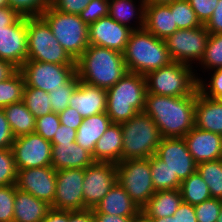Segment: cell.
<instances>
[{"mask_svg":"<svg viewBox=\"0 0 222 222\" xmlns=\"http://www.w3.org/2000/svg\"><path fill=\"white\" fill-rule=\"evenodd\" d=\"M197 93L198 88L184 97L146 93L143 112L154 120L162 138L184 137L195 126Z\"/></svg>","mask_w":222,"mask_h":222,"instance_id":"1","label":"cell"},{"mask_svg":"<svg viewBox=\"0 0 222 222\" xmlns=\"http://www.w3.org/2000/svg\"><path fill=\"white\" fill-rule=\"evenodd\" d=\"M127 72L123 53L92 44L76 60L79 80L106 90Z\"/></svg>","mask_w":222,"mask_h":222,"instance_id":"2","label":"cell"},{"mask_svg":"<svg viewBox=\"0 0 222 222\" xmlns=\"http://www.w3.org/2000/svg\"><path fill=\"white\" fill-rule=\"evenodd\" d=\"M128 72L145 76L172 62L165 40L147 30H133L123 52Z\"/></svg>","mask_w":222,"mask_h":222,"instance_id":"3","label":"cell"},{"mask_svg":"<svg viewBox=\"0 0 222 222\" xmlns=\"http://www.w3.org/2000/svg\"><path fill=\"white\" fill-rule=\"evenodd\" d=\"M147 93L146 78L127 72L115 85L107 89L106 113L112 123L121 124L143 112Z\"/></svg>","mask_w":222,"mask_h":222,"instance_id":"4","label":"cell"},{"mask_svg":"<svg viewBox=\"0 0 222 222\" xmlns=\"http://www.w3.org/2000/svg\"><path fill=\"white\" fill-rule=\"evenodd\" d=\"M120 125L123 132L122 161L147 159L156 154L162 136L148 114L138 112Z\"/></svg>","mask_w":222,"mask_h":222,"instance_id":"5","label":"cell"},{"mask_svg":"<svg viewBox=\"0 0 222 222\" xmlns=\"http://www.w3.org/2000/svg\"><path fill=\"white\" fill-rule=\"evenodd\" d=\"M193 68L172 61L165 67L149 72L145 75L147 93L171 97L191 95L198 88L200 78Z\"/></svg>","mask_w":222,"mask_h":222,"instance_id":"6","label":"cell"},{"mask_svg":"<svg viewBox=\"0 0 222 222\" xmlns=\"http://www.w3.org/2000/svg\"><path fill=\"white\" fill-rule=\"evenodd\" d=\"M59 44L76 61L88 48V25L79 15L64 13L49 5L40 15Z\"/></svg>","mask_w":222,"mask_h":222,"instance_id":"7","label":"cell"},{"mask_svg":"<svg viewBox=\"0 0 222 222\" xmlns=\"http://www.w3.org/2000/svg\"><path fill=\"white\" fill-rule=\"evenodd\" d=\"M27 60L54 64H76L59 44L48 23L41 16L27 17Z\"/></svg>","mask_w":222,"mask_h":222,"instance_id":"8","label":"cell"},{"mask_svg":"<svg viewBox=\"0 0 222 222\" xmlns=\"http://www.w3.org/2000/svg\"><path fill=\"white\" fill-rule=\"evenodd\" d=\"M117 165V182L141 209L154 195L150 158L123 160Z\"/></svg>","mask_w":222,"mask_h":222,"instance_id":"9","label":"cell"},{"mask_svg":"<svg viewBox=\"0 0 222 222\" xmlns=\"http://www.w3.org/2000/svg\"><path fill=\"white\" fill-rule=\"evenodd\" d=\"M209 37L202 24L197 28L177 29L165 39V43L172 61L193 67V63L199 64L203 59Z\"/></svg>","mask_w":222,"mask_h":222,"instance_id":"10","label":"cell"},{"mask_svg":"<svg viewBox=\"0 0 222 222\" xmlns=\"http://www.w3.org/2000/svg\"><path fill=\"white\" fill-rule=\"evenodd\" d=\"M25 86L42 89L49 93L69 82L76 73V64H54L26 60L19 68Z\"/></svg>","mask_w":222,"mask_h":222,"instance_id":"11","label":"cell"},{"mask_svg":"<svg viewBox=\"0 0 222 222\" xmlns=\"http://www.w3.org/2000/svg\"><path fill=\"white\" fill-rule=\"evenodd\" d=\"M11 150L17 170L51 166L52 144L35 132L16 137Z\"/></svg>","mask_w":222,"mask_h":222,"instance_id":"12","label":"cell"},{"mask_svg":"<svg viewBox=\"0 0 222 222\" xmlns=\"http://www.w3.org/2000/svg\"><path fill=\"white\" fill-rule=\"evenodd\" d=\"M117 182V165L94 162L84 169L83 197L85 209H94Z\"/></svg>","mask_w":222,"mask_h":222,"instance_id":"13","label":"cell"},{"mask_svg":"<svg viewBox=\"0 0 222 222\" xmlns=\"http://www.w3.org/2000/svg\"><path fill=\"white\" fill-rule=\"evenodd\" d=\"M84 169L56 170V194L51 208L65 211L85 210Z\"/></svg>","mask_w":222,"mask_h":222,"instance_id":"14","label":"cell"},{"mask_svg":"<svg viewBox=\"0 0 222 222\" xmlns=\"http://www.w3.org/2000/svg\"><path fill=\"white\" fill-rule=\"evenodd\" d=\"M182 182L197 171V163L183 137L162 138L155 154Z\"/></svg>","mask_w":222,"mask_h":222,"instance_id":"15","label":"cell"},{"mask_svg":"<svg viewBox=\"0 0 222 222\" xmlns=\"http://www.w3.org/2000/svg\"><path fill=\"white\" fill-rule=\"evenodd\" d=\"M16 187L52 205L56 194V170L51 166L17 170Z\"/></svg>","mask_w":222,"mask_h":222,"instance_id":"16","label":"cell"},{"mask_svg":"<svg viewBox=\"0 0 222 222\" xmlns=\"http://www.w3.org/2000/svg\"><path fill=\"white\" fill-rule=\"evenodd\" d=\"M27 56V17L21 16L13 25L0 28V59L19 69Z\"/></svg>","mask_w":222,"mask_h":222,"instance_id":"17","label":"cell"},{"mask_svg":"<svg viewBox=\"0 0 222 222\" xmlns=\"http://www.w3.org/2000/svg\"><path fill=\"white\" fill-rule=\"evenodd\" d=\"M132 31L107 15L88 26V41L89 44L123 53Z\"/></svg>","mask_w":222,"mask_h":222,"instance_id":"18","label":"cell"},{"mask_svg":"<svg viewBox=\"0 0 222 222\" xmlns=\"http://www.w3.org/2000/svg\"><path fill=\"white\" fill-rule=\"evenodd\" d=\"M183 138L197 164L222 159V135L194 126Z\"/></svg>","mask_w":222,"mask_h":222,"instance_id":"19","label":"cell"},{"mask_svg":"<svg viewBox=\"0 0 222 222\" xmlns=\"http://www.w3.org/2000/svg\"><path fill=\"white\" fill-rule=\"evenodd\" d=\"M69 106L75 108L83 118L106 112L107 90L79 80L69 99Z\"/></svg>","mask_w":222,"mask_h":222,"instance_id":"20","label":"cell"},{"mask_svg":"<svg viewBox=\"0 0 222 222\" xmlns=\"http://www.w3.org/2000/svg\"><path fill=\"white\" fill-rule=\"evenodd\" d=\"M51 167L61 169H85L95 161L92 153L74 143H51Z\"/></svg>","mask_w":222,"mask_h":222,"instance_id":"21","label":"cell"},{"mask_svg":"<svg viewBox=\"0 0 222 222\" xmlns=\"http://www.w3.org/2000/svg\"><path fill=\"white\" fill-rule=\"evenodd\" d=\"M194 119L195 127L222 135V101L208 98L198 89Z\"/></svg>","mask_w":222,"mask_h":222,"instance_id":"22","label":"cell"},{"mask_svg":"<svg viewBox=\"0 0 222 222\" xmlns=\"http://www.w3.org/2000/svg\"><path fill=\"white\" fill-rule=\"evenodd\" d=\"M141 209L135 204L125 189L116 182L92 213H106L124 217H134Z\"/></svg>","mask_w":222,"mask_h":222,"instance_id":"23","label":"cell"},{"mask_svg":"<svg viewBox=\"0 0 222 222\" xmlns=\"http://www.w3.org/2000/svg\"><path fill=\"white\" fill-rule=\"evenodd\" d=\"M123 132L121 125L111 123L97 141L92 157L95 162L119 163L122 161Z\"/></svg>","mask_w":222,"mask_h":222,"instance_id":"24","label":"cell"},{"mask_svg":"<svg viewBox=\"0 0 222 222\" xmlns=\"http://www.w3.org/2000/svg\"><path fill=\"white\" fill-rule=\"evenodd\" d=\"M144 29L165 40L177 29L168 4L145 5Z\"/></svg>","mask_w":222,"mask_h":222,"instance_id":"25","label":"cell"},{"mask_svg":"<svg viewBox=\"0 0 222 222\" xmlns=\"http://www.w3.org/2000/svg\"><path fill=\"white\" fill-rule=\"evenodd\" d=\"M51 205L16 187L13 222H42Z\"/></svg>","mask_w":222,"mask_h":222,"instance_id":"26","label":"cell"},{"mask_svg":"<svg viewBox=\"0 0 222 222\" xmlns=\"http://www.w3.org/2000/svg\"><path fill=\"white\" fill-rule=\"evenodd\" d=\"M182 202L180 189L156 191L141 211L149 218L171 217Z\"/></svg>","mask_w":222,"mask_h":222,"instance_id":"27","label":"cell"},{"mask_svg":"<svg viewBox=\"0 0 222 222\" xmlns=\"http://www.w3.org/2000/svg\"><path fill=\"white\" fill-rule=\"evenodd\" d=\"M109 0L108 15L118 23L125 25L132 30L144 28L145 4L143 0ZM134 19L136 22L131 24ZM132 26H131V25Z\"/></svg>","mask_w":222,"mask_h":222,"instance_id":"28","label":"cell"},{"mask_svg":"<svg viewBox=\"0 0 222 222\" xmlns=\"http://www.w3.org/2000/svg\"><path fill=\"white\" fill-rule=\"evenodd\" d=\"M111 123V119L106 112L83 118L82 124L77 129L75 142L93 153L97 141Z\"/></svg>","mask_w":222,"mask_h":222,"instance_id":"29","label":"cell"},{"mask_svg":"<svg viewBox=\"0 0 222 222\" xmlns=\"http://www.w3.org/2000/svg\"><path fill=\"white\" fill-rule=\"evenodd\" d=\"M3 111L15 138L35 132L36 118L23 101L10 104Z\"/></svg>","mask_w":222,"mask_h":222,"instance_id":"30","label":"cell"},{"mask_svg":"<svg viewBox=\"0 0 222 222\" xmlns=\"http://www.w3.org/2000/svg\"><path fill=\"white\" fill-rule=\"evenodd\" d=\"M180 192L182 201L193 206L212 198L208 185L197 171L181 182Z\"/></svg>","mask_w":222,"mask_h":222,"instance_id":"31","label":"cell"},{"mask_svg":"<svg viewBox=\"0 0 222 222\" xmlns=\"http://www.w3.org/2000/svg\"><path fill=\"white\" fill-rule=\"evenodd\" d=\"M197 172L208 185L211 197L222 200V159L198 163Z\"/></svg>","mask_w":222,"mask_h":222,"instance_id":"32","label":"cell"},{"mask_svg":"<svg viewBox=\"0 0 222 222\" xmlns=\"http://www.w3.org/2000/svg\"><path fill=\"white\" fill-rule=\"evenodd\" d=\"M152 183L155 191L180 189L181 181L156 155L150 157Z\"/></svg>","mask_w":222,"mask_h":222,"instance_id":"33","label":"cell"},{"mask_svg":"<svg viewBox=\"0 0 222 222\" xmlns=\"http://www.w3.org/2000/svg\"><path fill=\"white\" fill-rule=\"evenodd\" d=\"M25 87V80L17 69L9 78L0 82V109L4 107L23 101V90Z\"/></svg>","mask_w":222,"mask_h":222,"instance_id":"34","label":"cell"},{"mask_svg":"<svg viewBox=\"0 0 222 222\" xmlns=\"http://www.w3.org/2000/svg\"><path fill=\"white\" fill-rule=\"evenodd\" d=\"M51 96L42 89L25 86L23 102L35 118L52 112Z\"/></svg>","mask_w":222,"mask_h":222,"instance_id":"35","label":"cell"},{"mask_svg":"<svg viewBox=\"0 0 222 222\" xmlns=\"http://www.w3.org/2000/svg\"><path fill=\"white\" fill-rule=\"evenodd\" d=\"M168 5L178 29H191L202 25L188 0H174Z\"/></svg>","mask_w":222,"mask_h":222,"instance_id":"36","label":"cell"},{"mask_svg":"<svg viewBox=\"0 0 222 222\" xmlns=\"http://www.w3.org/2000/svg\"><path fill=\"white\" fill-rule=\"evenodd\" d=\"M204 72L222 68V34H210L203 59L199 63Z\"/></svg>","mask_w":222,"mask_h":222,"instance_id":"37","label":"cell"},{"mask_svg":"<svg viewBox=\"0 0 222 222\" xmlns=\"http://www.w3.org/2000/svg\"><path fill=\"white\" fill-rule=\"evenodd\" d=\"M78 84L79 78L76 74L69 82L48 93L51 96L50 102L53 112L60 113L69 106V99L71 98Z\"/></svg>","mask_w":222,"mask_h":222,"instance_id":"38","label":"cell"},{"mask_svg":"<svg viewBox=\"0 0 222 222\" xmlns=\"http://www.w3.org/2000/svg\"><path fill=\"white\" fill-rule=\"evenodd\" d=\"M17 169L11 149H0V186L16 185Z\"/></svg>","mask_w":222,"mask_h":222,"instance_id":"39","label":"cell"},{"mask_svg":"<svg viewBox=\"0 0 222 222\" xmlns=\"http://www.w3.org/2000/svg\"><path fill=\"white\" fill-rule=\"evenodd\" d=\"M9 6L21 16H40L51 5V0H8Z\"/></svg>","mask_w":222,"mask_h":222,"instance_id":"40","label":"cell"},{"mask_svg":"<svg viewBox=\"0 0 222 222\" xmlns=\"http://www.w3.org/2000/svg\"><path fill=\"white\" fill-rule=\"evenodd\" d=\"M16 185L0 186V222H13Z\"/></svg>","mask_w":222,"mask_h":222,"instance_id":"41","label":"cell"},{"mask_svg":"<svg viewBox=\"0 0 222 222\" xmlns=\"http://www.w3.org/2000/svg\"><path fill=\"white\" fill-rule=\"evenodd\" d=\"M222 207V200L211 198L195 205L197 222H217Z\"/></svg>","mask_w":222,"mask_h":222,"instance_id":"42","label":"cell"},{"mask_svg":"<svg viewBox=\"0 0 222 222\" xmlns=\"http://www.w3.org/2000/svg\"><path fill=\"white\" fill-rule=\"evenodd\" d=\"M58 113L51 112L45 116L36 118L35 133L44 139L51 141L60 126Z\"/></svg>","mask_w":222,"mask_h":222,"instance_id":"43","label":"cell"},{"mask_svg":"<svg viewBox=\"0 0 222 222\" xmlns=\"http://www.w3.org/2000/svg\"><path fill=\"white\" fill-rule=\"evenodd\" d=\"M211 74L209 82L205 79L199 78L198 89L199 91L211 99L222 101V68L215 69ZM209 83V84H208Z\"/></svg>","mask_w":222,"mask_h":222,"instance_id":"44","label":"cell"},{"mask_svg":"<svg viewBox=\"0 0 222 222\" xmlns=\"http://www.w3.org/2000/svg\"><path fill=\"white\" fill-rule=\"evenodd\" d=\"M108 10L109 0H91L79 16L89 26L100 18L107 16Z\"/></svg>","mask_w":222,"mask_h":222,"instance_id":"45","label":"cell"},{"mask_svg":"<svg viewBox=\"0 0 222 222\" xmlns=\"http://www.w3.org/2000/svg\"><path fill=\"white\" fill-rule=\"evenodd\" d=\"M197 19L205 25L211 18L219 0H188Z\"/></svg>","mask_w":222,"mask_h":222,"instance_id":"46","label":"cell"},{"mask_svg":"<svg viewBox=\"0 0 222 222\" xmlns=\"http://www.w3.org/2000/svg\"><path fill=\"white\" fill-rule=\"evenodd\" d=\"M91 0H51V6L61 12L79 15Z\"/></svg>","mask_w":222,"mask_h":222,"instance_id":"47","label":"cell"},{"mask_svg":"<svg viewBox=\"0 0 222 222\" xmlns=\"http://www.w3.org/2000/svg\"><path fill=\"white\" fill-rule=\"evenodd\" d=\"M15 137L3 109H0V149H11Z\"/></svg>","mask_w":222,"mask_h":222,"instance_id":"48","label":"cell"},{"mask_svg":"<svg viewBox=\"0 0 222 222\" xmlns=\"http://www.w3.org/2000/svg\"><path fill=\"white\" fill-rule=\"evenodd\" d=\"M58 115L60 124L67 127L70 126L75 130L79 128L83 121V117L79 114V112L70 106H68L64 111L58 113Z\"/></svg>","mask_w":222,"mask_h":222,"instance_id":"49","label":"cell"},{"mask_svg":"<svg viewBox=\"0 0 222 222\" xmlns=\"http://www.w3.org/2000/svg\"><path fill=\"white\" fill-rule=\"evenodd\" d=\"M209 34H222V0H219L211 18L205 24Z\"/></svg>","mask_w":222,"mask_h":222,"instance_id":"50","label":"cell"},{"mask_svg":"<svg viewBox=\"0 0 222 222\" xmlns=\"http://www.w3.org/2000/svg\"><path fill=\"white\" fill-rule=\"evenodd\" d=\"M77 130L70 126L60 125L51 143H74L76 141Z\"/></svg>","mask_w":222,"mask_h":222,"instance_id":"51","label":"cell"},{"mask_svg":"<svg viewBox=\"0 0 222 222\" xmlns=\"http://www.w3.org/2000/svg\"><path fill=\"white\" fill-rule=\"evenodd\" d=\"M177 222H197L194 206L182 202L173 215Z\"/></svg>","mask_w":222,"mask_h":222,"instance_id":"52","label":"cell"},{"mask_svg":"<svg viewBox=\"0 0 222 222\" xmlns=\"http://www.w3.org/2000/svg\"><path fill=\"white\" fill-rule=\"evenodd\" d=\"M21 15L10 6L0 8V28L13 25Z\"/></svg>","mask_w":222,"mask_h":222,"instance_id":"53","label":"cell"},{"mask_svg":"<svg viewBox=\"0 0 222 222\" xmlns=\"http://www.w3.org/2000/svg\"><path fill=\"white\" fill-rule=\"evenodd\" d=\"M69 211L56 210L51 208L42 222H68Z\"/></svg>","mask_w":222,"mask_h":222,"instance_id":"54","label":"cell"},{"mask_svg":"<svg viewBox=\"0 0 222 222\" xmlns=\"http://www.w3.org/2000/svg\"><path fill=\"white\" fill-rule=\"evenodd\" d=\"M68 222H94L92 209L69 211Z\"/></svg>","mask_w":222,"mask_h":222,"instance_id":"55","label":"cell"},{"mask_svg":"<svg viewBox=\"0 0 222 222\" xmlns=\"http://www.w3.org/2000/svg\"><path fill=\"white\" fill-rule=\"evenodd\" d=\"M133 217L109 215L106 213H93L94 222H131Z\"/></svg>","mask_w":222,"mask_h":222,"instance_id":"56","label":"cell"},{"mask_svg":"<svg viewBox=\"0 0 222 222\" xmlns=\"http://www.w3.org/2000/svg\"><path fill=\"white\" fill-rule=\"evenodd\" d=\"M16 70L10 62L0 59V82L9 78Z\"/></svg>","mask_w":222,"mask_h":222,"instance_id":"57","label":"cell"},{"mask_svg":"<svg viewBox=\"0 0 222 222\" xmlns=\"http://www.w3.org/2000/svg\"><path fill=\"white\" fill-rule=\"evenodd\" d=\"M131 222H153L151 218L147 217L142 211L133 217Z\"/></svg>","mask_w":222,"mask_h":222,"instance_id":"58","label":"cell"},{"mask_svg":"<svg viewBox=\"0 0 222 222\" xmlns=\"http://www.w3.org/2000/svg\"><path fill=\"white\" fill-rule=\"evenodd\" d=\"M174 0H143L145 5H162V4H170Z\"/></svg>","mask_w":222,"mask_h":222,"instance_id":"59","label":"cell"},{"mask_svg":"<svg viewBox=\"0 0 222 222\" xmlns=\"http://www.w3.org/2000/svg\"><path fill=\"white\" fill-rule=\"evenodd\" d=\"M153 222H177V219L173 216L165 218H151Z\"/></svg>","mask_w":222,"mask_h":222,"instance_id":"60","label":"cell"},{"mask_svg":"<svg viewBox=\"0 0 222 222\" xmlns=\"http://www.w3.org/2000/svg\"><path fill=\"white\" fill-rule=\"evenodd\" d=\"M9 6L8 0H0V8Z\"/></svg>","mask_w":222,"mask_h":222,"instance_id":"61","label":"cell"},{"mask_svg":"<svg viewBox=\"0 0 222 222\" xmlns=\"http://www.w3.org/2000/svg\"><path fill=\"white\" fill-rule=\"evenodd\" d=\"M217 222H222V207Z\"/></svg>","mask_w":222,"mask_h":222,"instance_id":"62","label":"cell"}]
</instances>
